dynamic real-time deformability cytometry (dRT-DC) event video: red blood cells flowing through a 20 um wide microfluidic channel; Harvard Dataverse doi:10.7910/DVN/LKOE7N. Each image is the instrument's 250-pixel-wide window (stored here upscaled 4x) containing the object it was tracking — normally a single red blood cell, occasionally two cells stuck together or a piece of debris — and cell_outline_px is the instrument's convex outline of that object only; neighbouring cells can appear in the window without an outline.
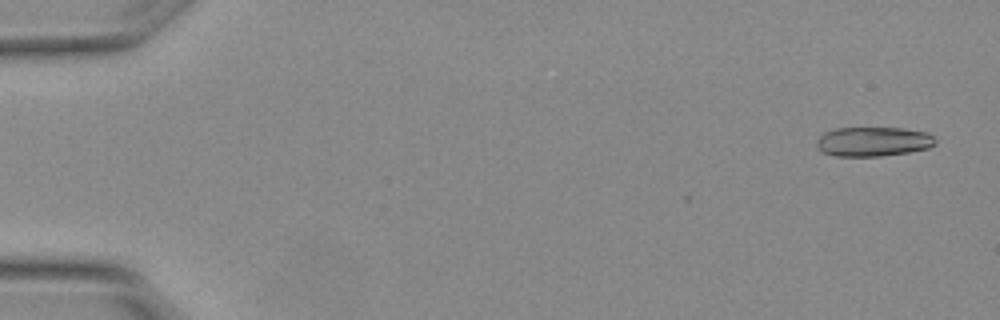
{"species": "Egyptian fruit bat (a non-hibernating species)", "species_latin": "Rousettus aegyptiacus", "temperature_condition": "warm", "stored_images_in_passage": 4, "camera_frame_rate_fps": 3000, "um_per_image_px": 0.085, "animal": {"sex": "female"}, "frame": {"image": 1, "passage_image": 1, "time_ms": 0.0, "image_size_px": [1000, 320], "cell_outline_px": [[936, 144], [928, 148], [908, 152], [880, 156], [836, 156], [820, 152], [816, 148], [816, 140], [824, 132], [836, 128], [904, 128], [924, 132], [932, 136], [936, 140]], "centroid_in_image_um": [74.17, 12.04], "position_along_channel_um": 10.8, "area_um2": 20.46}}